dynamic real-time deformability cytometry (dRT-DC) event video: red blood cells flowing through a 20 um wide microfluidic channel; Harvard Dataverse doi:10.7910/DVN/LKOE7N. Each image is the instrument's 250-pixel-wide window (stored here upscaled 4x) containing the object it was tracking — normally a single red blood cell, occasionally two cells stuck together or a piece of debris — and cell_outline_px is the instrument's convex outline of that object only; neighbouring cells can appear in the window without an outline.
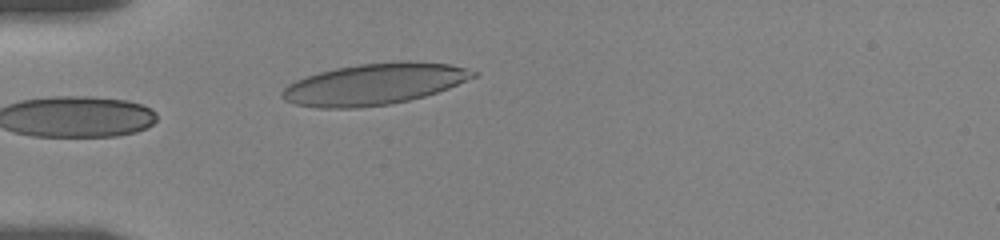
{"species": "human", "species_latin": "Homo sapiens", "temperature_condition": "room temperature", "stored_images_in_passage": 7, "camera_frame_rate_fps": 3000, "um_per_image_px": 0.085, "donor": {"sex": "female"}, "frame": {"image": 1, "passage_image": 7, "time_ms": 4.667, "image_size_px": [1000, 240], "cell_outline_px": [[480, 72], [476, 76], [448, 88], [424, 96], [392, 104], [360, 108], [316, 108], [296, 104], [284, 100], [280, 96], [280, 92], [288, 84], [296, 80], [320, 72], [336, 68], [360, 64], [404, 60], [408, 60], [448, 64]], "centroid_in_image_um": [31.79, 7.15], "position_along_channel_um": 53.2, "area_um2": 46.01}}